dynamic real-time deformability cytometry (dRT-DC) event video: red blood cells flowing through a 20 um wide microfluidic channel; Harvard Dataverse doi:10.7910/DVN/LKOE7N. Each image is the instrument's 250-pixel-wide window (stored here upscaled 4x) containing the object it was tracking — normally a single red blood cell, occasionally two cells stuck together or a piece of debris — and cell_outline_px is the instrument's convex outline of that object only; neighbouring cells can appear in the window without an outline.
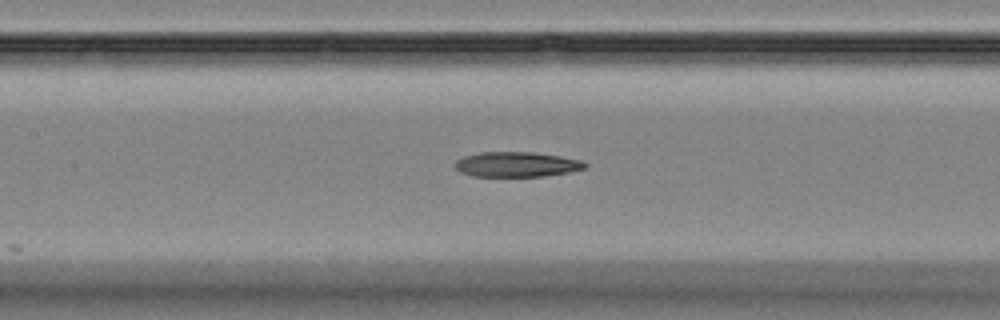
{"species": "Egyptian fruit bat (a non-hibernating species)", "species_latin": "Rousettus aegyptiacus", "temperature_condition": "room temperature", "stored_images_in_passage": 23, "camera_frame_rate_fps": 3000, "um_per_image_px": 0.085, "animal": {"sex": "female"}, "frame": {"image": 1, "passage_image": 19, "time_ms": 6.0, "image_size_px": [1000, 320], "cell_outline_px": [[588, 164], [584, 168], [568, 172], [544, 176], [472, 176], [460, 172], [456, 168], [456, 160], [464, 156], [480, 152], [532, 152], [560, 156], [584, 160]], "centroid_in_image_um": [43.93, 13.97], "position_along_channel_um": 163.5, "area_um2": 18.9}}
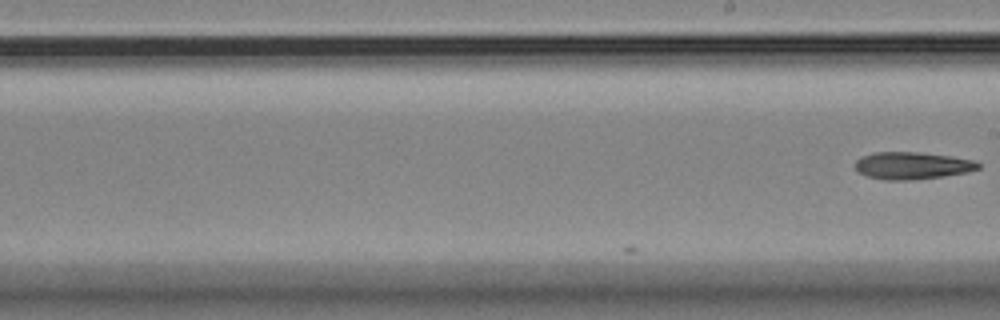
{"frame": {"image": 2, "passage_image": 23, "time_ms": 7.333, "image_size_px": [1000, 320], "cell_outline_px": [[980, 168], [968, 172], [944, 176], [908, 180], [884, 180], [868, 176], [860, 172], [856, 168], [856, 160], [864, 156], [876, 152], [920, 152], [952, 156], [976, 160], [980, 164]], "centroid_in_image_um": [77.6, 14.07], "position_along_channel_um": 211.4, "area_um2": 19.48}}